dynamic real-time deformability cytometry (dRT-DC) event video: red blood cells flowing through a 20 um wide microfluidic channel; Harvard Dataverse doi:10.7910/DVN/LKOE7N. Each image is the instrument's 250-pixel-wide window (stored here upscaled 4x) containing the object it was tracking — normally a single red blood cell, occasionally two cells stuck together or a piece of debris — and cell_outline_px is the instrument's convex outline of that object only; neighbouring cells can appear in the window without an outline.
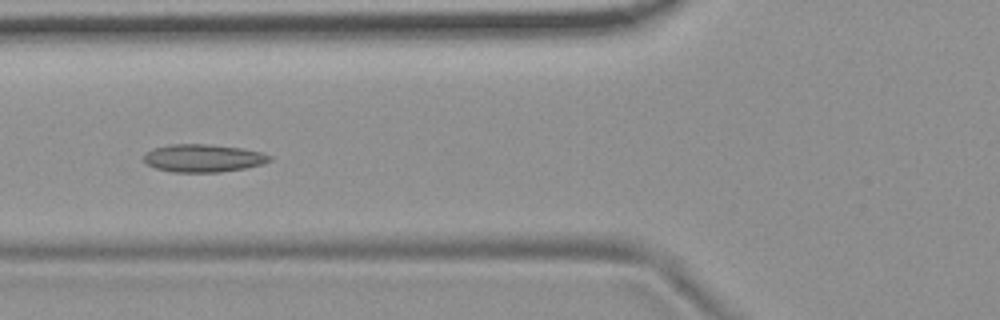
{"species": "common noctule bat (a hibernating species)", "species_latin": "Nyctalus noctula", "temperature_condition": "room temperature", "stored_images_in_passage": 6, "camera_frame_rate_fps": 3000, "um_per_image_px": 0.085, "animal": {"sex": "female", "body_mass_g": 19.9}, "frame": {"image": 1, "passage_image": 6, "time_ms": 1.667, "image_size_px": [1000, 320], "cell_outline_px": [[272, 160], [264, 164], [244, 168], [220, 172], [172, 172], [156, 168], [144, 164], [144, 152], [152, 148], [168, 144], [208, 144], [244, 148], [260, 152], [272, 156]], "centroid_in_image_um": [17.25, 13.43], "position_along_channel_um": 108.6, "area_um2": 20.69}}